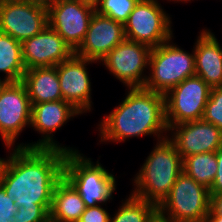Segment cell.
<instances>
[{
	"mask_svg": "<svg viewBox=\"0 0 222 222\" xmlns=\"http://www.w3.org/2000/svg\"><path fill=\"white\" fill-rule=\"evenodd\" d=\"M1 185L17 207H51L54 188L63 177L66 152L9 146Z\"/></svg>",
	"mask_w": 222,
	"mask_h": 222,
	"instance_id": "cell-1",
	"label": "cell"
},
{
	"mask_svg": "<svg viewBox=\"0 0 222 222\" xmlns=\"http://www.w3.org/2000/svg\"><path fill=\"white\" fill-rule=\"evenodd\" d=\"M127 95L98 123L99 143H121L129 138L168 136L164 94L145 88H127Z\"/></svg>",
	"mask_w": 222,
	"mask_h": 222,
	"instance_id": "cell-2",
	"label": "cell"
},
{
	"mask_svg": "<svg viewBox=\"0 0 222 222\" xmlns=\"http://www.w3.org/2000/svg\"><path fill=\"white\" fill-rule=\"evenodd\" d=\"M156 142L132 179L131 194L158 207L183 172V158L168 136Z\"/></svg>",
	"mask_w": 222,
	"mask_h": 222,
	"instance_id": "cell-3",
	"label": "cell"
},
{
	"mask_svg": "<svg viewBox=\"0 0 222 222\" xmlns=\"http://www.w3.org/2000/svg\"><path fill=\"white\" fill-rule=\"evenodd\" d=\"M63 176L74 186L86 207L106 205L113 200L116 177L99 162L80 151L66 152Z\"/></svg>",
	"mask_w": 222,
	"mask_h": 222,
	"instance_id": "cell-4",
	"label": "cell"
},
{
	"mask_svg": "<svg viewBox=\"0 0 222 222\" xmlns=\"http://www.w3.org/2000/svg\"><path fill=\"white\" fill-rule=\"evenodd\" d=\"M169 41L153 47L149 56L146 83L143 88L166 94L186 78L195 75L194 47L192 53Z\"/></svg>",
	"mask_w": 222,
	"mask_h": 222,
	"instance_id": "cell-5",
	"label": "cell"
},
{
	"mask_svg": "<svg viewBox=\"0 0 222 222\" xmlns=\"http://www.w3.org/2000/svg\"><path fill=\"white\" fill-rule=\"evenodd\" d=\"M157 209L158 219L163 222H205L210 191L182 172Z\"/></svg>",
	"mask_w": 222,
	"mask_h": 222,
	"instance_id": "cell-6",
	"label": "cell"
},
{
	"mask_svg": "<svg viewBox=\"0 0 222 222\" xmlns=\"http://www.w3.org/2000/svg\"><path fill=\"white\" fill-rule=\"evenodd\" d=\"M171 17L158 0H139L124 23L126 39L151 48L174 38Z\"/></svg>",
	"mask_w": 222,
	"mask_h": 222,
	"instance_id": "cell-7",
	"label": "cell"
},
{
	"mask_svg": "<svg viewBox=\"0 0 222 222\" xmlns=\"http://www.w3.org/2000/svg\"><path fill=\"white\" fill-rule=\"evenodd\" d=\"M211 87L199 76L186 78L165 95V120L168 130L176 124L202 120Z\"/></svg>",
	"mask_w": 222,
	"mask_h": 222,
	"instance_id": "cell-8",
	"label": "cell"
},
{
	"mask_svg": "<svg viewBox=\"0 0 222 222\" xmlns=\"http://www.w3.org/2000/svg\"><path fill=\"white\" fill-rule=\"evenodd\" d=\"M151 47L140 42L124 39L114 47L100 64L109 70L126 88H143L149 66Z\"/></svg>",
	"mask_w": 222,
	"mask_h": 222,
	"instance_id": "cell-9",
	"label": "cell"
},
{
	"mask_svg": "<svg viewBox=\"0 0 222 222\" xmlns=\"http://www.w3.org/2000/svg\"><path fill=\"white\" fill-rule=\"evenodd\" d=\"M31 125L34 131L41 134V139L37 142L19 143L17 147L23 148H42V149H60L65 152L78 151L75 148L63 146L54 139L53 133L61 129L71 118L81 116L70 103L62 100L42 102L31 104Z\"/></svg>",
	"mask_w": 222,
	"mask_h": 222,
	"instance_id": "cell-10",
	"label": "cell"
},
{
	"mask_svg": "<svg viewBox=\"0 0 222 222\" xmlns=\"http://www.w3.org/2000/svg\"><path fill=\"white\" fill-rule=\"evenodd\" d=\"M31 111L24 83L8 82L0 93V137L6 148L17 147L18 136L31 125Z\"/></svg>",
	"mask_w": 222,
	"mask_h": 222,
	"instance_id": "cell-11",
	"label": "cell"
},
{
	"mask_svg": "<svg viewBox=\"0 0 222 222\" xmlns=\"http://www.w3.org/2000/svg\"><path fill=\"white\" fill-rule=\"evenodd\" d=\"M47 10L48 25L75 52L85 38L95 9L80 0H56Z\"/></svg>",
	"mask_w": 222,
	"mask_h": 222,
	"instance_id": "cell-12",
	"label": "cell"
},
{
	"mask_svg": "<svg viewBox=\"0 0 222 222\" xmlns=\"http://www.w3.org/2000/svg\"><path fill=\"white\" fill-rule=\"evenodd\" d=\"M48 25L46 7L29 1L0 2V32L23 42Z\"/></svg>",
	"mask_w": 222,
	"mask_h": 222,
	"instance_id": "cell-13",
	"label": "cell"
},
{
	"mask_svg": "<svg viewBox=\"0 0 222 222\" xmlns=\"http://www.w3.org/2000/svg\"><path fill=\"white\" fill-rule=\"evenodd\" d=\"M97 63L87 58L73 55L56 65L64 101L70 103L81 114L92 110L91 78L87 66Z\"/></svg>",
	"mask_w": 222,
	"mask_h": 222,
	"instance_id": "cell-14",
	"label": "cell"
},
{
	"mask_svg": "<svg viewBox=\"0 0 222 222\" xmlns=\"http://www.w3.org/2000/svg\"><path fill=\"white\" fill-rule=\"evenodd\" d=\"M25 69L56 66L71 58L75 52L49 25L21 43Z\"/></svg>",
	"mask_w": 222,
	"mask_h": 222,
	"instance_id": "cell-15",
	"label": "cell"
},
{
	"mask_svg": "<svg viewBox=\"0 0 222 222\" xmlns=\"http://www.w3.org/2000/svg\"><path fill=\"white\" fill-rule=\"evenodd\" d=\"M168 133L183 159L192 154L216 152L222 145V131L203 120L173 125Z\"/></svg>",
	"mask_w": 222,
	"mask_h": 222,
	"instance_id": "cell-16",
	"label": "cell"
},
{
	"mask_svg": "<svg viewBox=\"0 0 222 222\" xmlns=\"http://www.w3.org/2000/svg\"><path fill=\"white\" fill-rule=\"evenodd\" d=\"M124 24L96 11L91 17L87 33L75 55L97 63L125 39Z\"/></svg>",
	"mask_w": 222,
	"mask_h": 222,
	"instance_id": "cell-17",
	"label": "cell"
},
{
	"mask_svg": "<svg viewBox=\"0 0 222 222\" xmlns=\"http://www.w3.org/2000/svg\"><path fill=\"white\" fill-rule=\"evenodd\" d=\"M222 44L210 29H202L194 47L195 75L211 88L222 87Z\"/></svg>",
	"mask_w": 222,
	"mask_h": 222,
	"instance_id": "cell-18",
	"label": "cell"
},
{
	"mask_svg": "<svg viewBox=\"0 0 222 222\" xmlns=\"http://www.w3.org/2000/svg\"><path fill=\"white\" fill-rule=\"evenodd\" d=\"M22 82L27 88L31 104L63 99L55 66L27 69Z\"/></svg>",
	"mask_w": 222,
	"mask_h": 222,
	"instance_id": "cell-19",
	"label": "cell"
},
{
	"mask_svg": "<svg viewBox=\"0 0 222 222\" xmlns=\"http://www.w3.org/2000/svg\"><path fill=\"white\" fill-rule=\"evenodd\" d=\"M86 205L74 186L63 176L56 184L49 212L50 222H78Z\"/></svg>",
	"mask_w": 222,
	"mask_h": 222,
	"instance_id": "cell-20",
	"label": "cell"
},
{
	"mask_svg": "<svg viewBox=\"0 0 222 222\" xmlns=\"http://www.w3.org/2000/svg\"><path fill=\"white\" fill-rule=\"evenodd\" d=\"M25 71L21 42L0 32V73L7 82H19Z\"/></svg>",
	"mask_w": 222,
	"mask_h": 222,
	"instance_id": "cell-21",
	"label": "cell"
},
{
	"mask_svg": "<svg viewBox=\"0 0 222 222\" xmlns=\"http://www.w3.org/2000/svg\"><path fill=\"white\" fill-rule=\"evenodd\" d=\"M121 201L115 214L110 216L109 222H156L158 220L157 206L133 196Z\"/></svg>",
	"mask_w": 222,
	"mask_h": 222,
	"instance_id": "cell-22",
	"label": "cell"
},
{
	"mask_svg": "<svg viewBox=\"0 0 222 222\" xmlns=\"http://www.w3.org/2000/svg\"><path fill=\"white\" fill-rule=\"evenodd\" d=\"M183 172L210 189L217 173L215 152L192 154L183 159Z\"/></svg>",
	"mask_w": 222,
	"mask_h": 222,
	"instance_id": "cell-23",
	"label": "cell"
},
{
	"mask_svg": "<svg viewBox=\"0 0 222 222\" xmlns=\"http://www.w3.org/2000/svg\"><path fill=\"white\" fill-rule=\"evenodd\" d=\"M138 1L139 0H101L95 8V11L98 14L124 24Z\"/></svg>",
	"mask_w": 222,
	"mask_h": 222,
	"instance_id": "cell-24",
	"label": "cell"
},
{
	"mask_svg": "<svg viewBox=\"0 0 222 222\" xmlns=\"http://www.w3.org/2000/svg\"><path fill=\"white\" fill-rule=\"evenodd\" d=\"M202 120L212 123L222 131V87L211 88Z\"/></svg>",
	"mask_w": 222,
	"mask_h": 222,
	"instance_id": "cell-25",
	"label": "cell"
},
{
	"mask_svg": "<svg viewBox=\"0 0 222 222\" xmlns=\"http://www.w3.org/2000/svg\"><path fill=\"white\" fill-rule=\"evenodd\" d=\"M51 207H17L21 222H49Z\"/></svg>",
	"mask_w": 222,
	"mask_h": 222,
	"instance_id": "cell-26",
	"label": "cell"
},
{
	"mask_svg": "<svg viewBox=\"0 0 222 222\" xmlns=\"http://www.w3.org/2000/svg\"><path fill=\"white\" fill-rule=\"evenodd\" d=\"M16 211L14 199H10L4 187L0 185V222H12V216Z\"/></svg>",
	"mask_w": 222,
	"mask_h": 222,
	"instance_id": "cell-27",
	"label": "cell"
},
{
	"mask_svg": "<svg viewBox=\"0 0 222 222\" xmlns=\"http://www.w3.org/2000/svg\"><path fill=\"white\" fill-rule=\"evenodd\" d=\"M102 206L86 207L78 222H109L111 215Z\"/></svg>",
	"mask_w": 222,
	"mask_h": 222,
	"instance_id": "cell-28",
	"label": "cell"
},
{
	"mask_svg": "<svg viewBox=\"0 0 222 222\" xmlns=\"http://www.w3.org/2000/svg\"><path fill=\"white\" fill-rule=\"evenodd\" d=\"M217 158V173L215 180L209 189L210 194H220L222 193V145L215 152Z\"/></svg>",
	"mask_w": 222,
	"mask_h": 222,
	"instance_id": "cell-29",
	"label": "cell"
},
{
	"mask_svg": "<svg viewBox=\"0 0 222 222\" xmlns=\"http://www.w3.org/2000/svg\"><path fill=\"white\" fill-rule=\"evenodd\" d=\"M210 210L214 214L222 216V193L210 194Z\"/></svg>",
	"mask_w": 222,
	"mask_h": 222,
	"instance_id": "cell-30",
	"label": "cell"
},
{
	"mask_svg": "<svg viewBox=\"0 0 222 222\" xmlns=\"http://www.w3.org/2000/svg\"><path fill=\"white\" fill-rule=\"evenodd\" d=\"M205 222H222V216H218L209 210Z\"/></svg>",
	"mask_w": 222,
	"mask_h": 222,
	"instance_id": "cell-31",
	"label": "cell"
},
{
	"mask_svg": "<svg viewBox=\"0 0 222 222\" xmlns=\"http://www.w3.org/2000/svg\"><path fill=\"white\" fill-rule=\"evenodd\" d=\"M55 1L56 0H29V2L44 6L46 8H48L50 5H52Z\"/></svg>",
	"mask_w": 222,
	"mask_h": 222,
	"instance_id": "cell-32",
	"label": "cell"
},
{
	"mask_svg": "<svg viewBox=\"0 0 222 222\" xmlns=\"http://www.w3.org/2000/svg\"><path fill=\"white\" fill-rule=\"evenodd\" d=\"M7 158H1L0 157V185H1V182H2V176H3V172L5 170V167H6V164H7V161H8V157L9 156H6Z\"/></svg>",
	"mask_w": 222,
	"mask_h": 222,
	"instance_id": "cell-33",
	"label": "cell"
},
{
	"mask_svg": "<svg viewBox=\"0 0 222 222\" xmlns=\"http://www.w3.org/2000/svg\"><path fill=\"white\" fill-rule=\"evenodd\" d=\"M82 3L93 7L94 9L99 5L101 0H80Z\"/></svg>",
	"mask_w": 222,
	"mask_h": 222,
	"instance_id": "cell-34",
	"label": "cell"
},
{
	"mask_svg": "<svg viewBox=\"0 0 222 222\" xmlns=\"http://www.w3.org/2000/svg\"><path fill=\"white\" fill-rule=\"evenodd\" d=\"M7 81L4 78L0 77V93L3 90V88L7 85Z\"/></svg>",
	"mask_w": 222,
	"mask_h": 222,
	"instance_id": "cell-35",
	"label": "cell"
},
{
	"mask_svg": "<svg viewBox=\"0 0 222 222\" xmlns=\"http://www.w3.org/2000/svg\"><path fill=\"white\" fill-rule=\"evenodd\" d=\"M12 222H21V220L19 219V213L17 211L12 216Z\"/></svg>",
	"mask_w": 222,
	"mask_h": 222,
	"instance_id": "cell-36",
	"label": "cell"
},
{
	"mask_svg": "<svg viewBox=\"0 0 222 222\" xmlns=\"http://www.w3.org/2000/svg\"><path fill=\"white\" fill-rule=\"evenodd\" d=\"M167 1H169V2H170V1H172V2L174 1V2H176V3H177V2H178V3H179V2H182V3H183V2H184V3L190 2V3H191V0H167ZM192 1H193V0H192Z\"/></svg>",
	"mask_w": 222,
	"mask_h": 222,
	"instance_id": "cell-37",
	"label": "cell"
},
{
	"mask_svg": "<svg viewBox=\"0 0 222 222\" xmlns=\"http://www.w3.org/2000/svg\"><path fill=\"white\" fill-rule=\"evenodd\" d=\"M16 1H29V0H0V2H16Z\"/></svg>",
	"mask_w": 222,
	"mask_h": 222,
	"instance_id": "cell-38",
	"label": "cell"
}]
</instances>
